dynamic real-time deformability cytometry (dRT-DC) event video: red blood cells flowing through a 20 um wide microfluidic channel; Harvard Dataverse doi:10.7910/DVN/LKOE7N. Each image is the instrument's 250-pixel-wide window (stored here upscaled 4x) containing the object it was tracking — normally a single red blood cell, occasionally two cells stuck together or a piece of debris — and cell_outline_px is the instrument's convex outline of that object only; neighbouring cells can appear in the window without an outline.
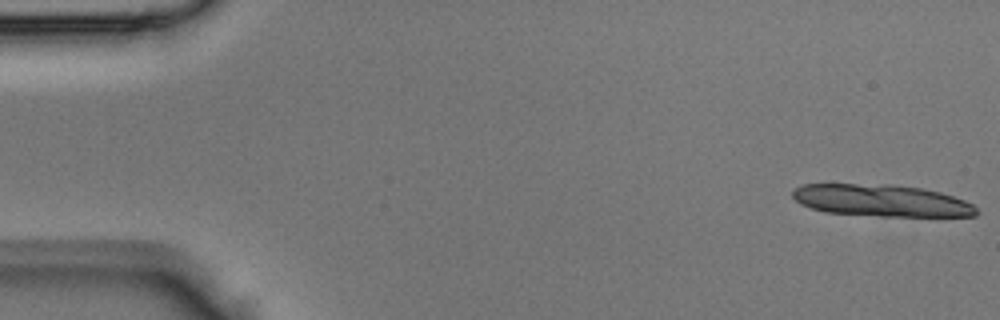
{"species": "Egyptian fruit bat (a non-hibernating species)", "species_latin": "Rousettus aegyptiacus", "temperature_condition": "room temperature", "stored_images_in_passage": 11, "camera_frame_rate_fps": 3000, "um_per_image_px": 0.085, "animal": {"sex": "male"}, "frame": {"image": 1, "passage_image": 1, "time_ms": 0.0, "image_size_px": [1000, 320], "cell_outline_px": [[980, 212], [976, 216], [884, 216], [824, 212], [800, 204], [792, 196], [792, 192], [796, 188], [804, 184], [892, 184], [924, 188], [940, 192], [964, 200], [972, 204]], "centroid_in_image_um": [74.94, 17.04], "position_along_channel_um": 10.1, "area_um2": 34.28}}